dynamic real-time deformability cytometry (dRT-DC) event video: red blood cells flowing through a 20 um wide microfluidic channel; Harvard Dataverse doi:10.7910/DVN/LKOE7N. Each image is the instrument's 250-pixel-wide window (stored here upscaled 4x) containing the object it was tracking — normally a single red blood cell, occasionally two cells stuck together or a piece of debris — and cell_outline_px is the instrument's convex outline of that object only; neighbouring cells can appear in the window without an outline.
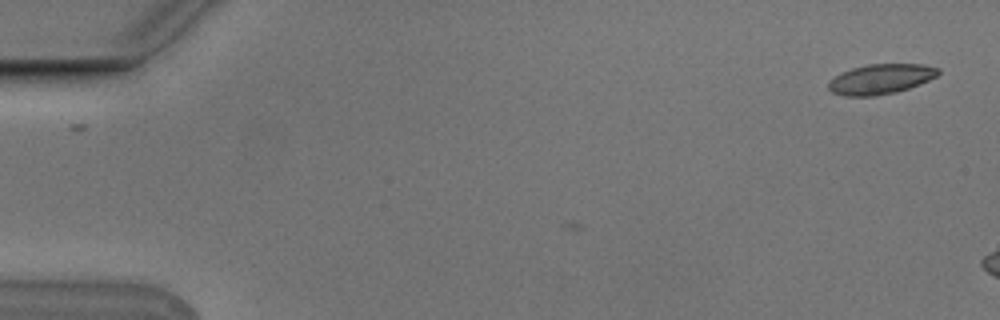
{"species": "Egyptian fruit bat (a non-hibernating species)", "species_latin": "Rousettus aegyptiacus", "temperature_condition": "cold", "stored_images_in_passage": 2, "camera_frame_rate_fps": 3000, "um_per_image_px": 0.085, "animal": {"sex": "male"}, "frame": {"image": 1, "passage_image": 2, "time_ms": 0.333, "image_size_px": [1000, 320], "cell_outline_px": [[940, 72], [936, 76], [920, 84], [896, 92], [876, 96], [844, 96], [832, 92], [828, 88], [828, 80], [852, 68], [868, 64], [924, 64], [940, 68]], "centroid_in_image_um": [74.87, 6.72], "position_along_channel_um": 10.1, "area_um2": 19.19}}